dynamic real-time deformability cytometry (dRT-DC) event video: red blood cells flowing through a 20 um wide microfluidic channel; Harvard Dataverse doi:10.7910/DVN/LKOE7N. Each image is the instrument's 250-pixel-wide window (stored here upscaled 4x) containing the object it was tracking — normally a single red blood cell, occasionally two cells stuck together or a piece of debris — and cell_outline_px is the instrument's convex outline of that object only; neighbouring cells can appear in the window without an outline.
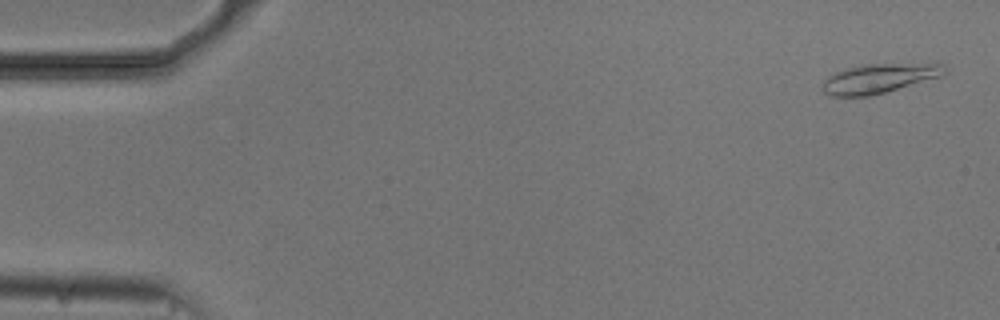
{"species": "common noctule bat (a hibernating species)", "species_latin": "Nyctalus noctula", "temperature_condition": "cold", "stored_images_in_passage": 9, "camera_frame_rate_fps": 3000, "um_per_image_px": 0.085, "animal": {"sex": "male", "body_mass_g": 20.5, "forearm_length_mm": 52.5}, "frame": {"image": 1, "passage_image": 2, "time_ms": 0.333, "image_size_px": [1000, 320], "cell_outline_px": [[948, 68], [944, 76], [884, 92], [868, 96], [828, 96], [820, 88], [824, 80], [828, 76], [844, 68], [860, 64], [936, 60], [944, 64]], "centroid_in_image_um": [74.86, 6.59], "position_along_channel_um": 10.1, "area_um2": 22.25}}